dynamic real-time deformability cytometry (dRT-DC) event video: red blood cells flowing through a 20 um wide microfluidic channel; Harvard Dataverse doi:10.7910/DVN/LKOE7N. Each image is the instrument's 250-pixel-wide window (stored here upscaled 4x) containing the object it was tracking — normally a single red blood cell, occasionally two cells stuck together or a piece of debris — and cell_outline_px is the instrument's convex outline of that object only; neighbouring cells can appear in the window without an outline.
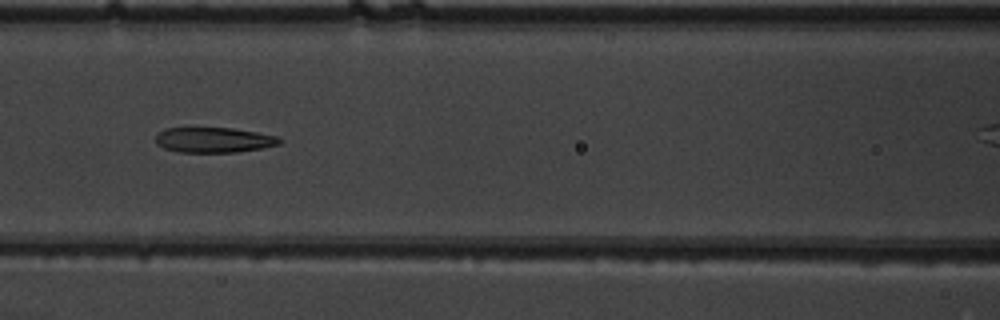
{"species": "common noctule bat (a hibernating species)", "species_latin": "Nyctalus noctula", "temperature_condition": "warm", "stored_images_in_passage": 9, "camera_frame_rate_fps": 3000, "um_per_image_px": 0.085, "animal": {"sex": "male", "body_mass_g": 19.5, "forearm_length_mm": 54.6}, "frame": {"image": 1, "passage_image": 7, "time_ms": 2.0, "image_size_px": [1000, 320], "cell_outline_px": [[284, 140], [280, 144], [264, 148], [236, 152], [180, 152], [164, 148], [156, 144], [156, 132], [164, 128], [232, 128], [280, 136]], "centroid_in_image_um": [18.2, 11.89], "position_along_channel_um": 148.4, "area_um2": 18.44}}
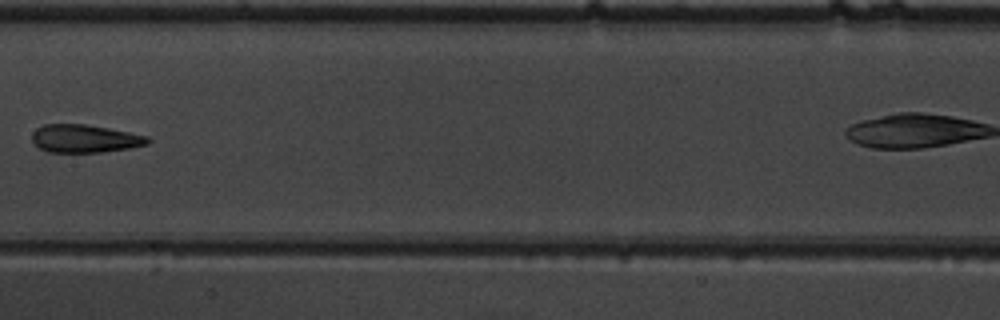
{"frame": {"image": 2, "passage_image": 8, "time_ms": 2.333, "image_size_px": [1000, 320], "cell_outline_px": [[152, 140], [148, 144], [128, 148], [100, 152], [48, 152], [40, 148], [32, 140], [32, 132], [36, 128], [44, 124], [84, 124], [108, 128], [148, 136]], "centroid_in_image_um": [7.2, 11.77], "position_along_channel_um": 200.2, "area_um2": 18.79}}